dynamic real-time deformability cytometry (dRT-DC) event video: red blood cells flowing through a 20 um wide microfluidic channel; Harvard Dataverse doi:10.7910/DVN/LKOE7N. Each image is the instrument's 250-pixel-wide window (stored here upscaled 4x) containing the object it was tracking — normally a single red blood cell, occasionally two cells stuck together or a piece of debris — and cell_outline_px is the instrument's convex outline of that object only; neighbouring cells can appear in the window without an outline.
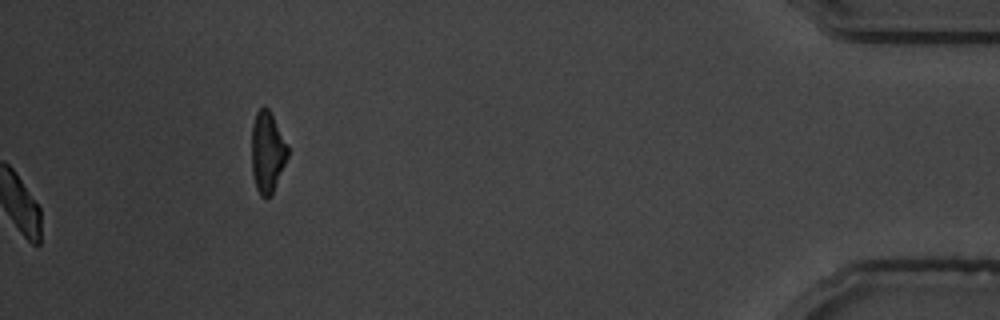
{"species": "common noctule bat (a hibernating species)", "species_latin": "Nyctalus noctula", "temperature_condition": "warm", "stored_images_in_passage": 50, "camera_frame_rate_fps": 3000, "um_per_image_px": 0.085, "animal": {"sex": "male", "body_mass_g": 19.5, "forearm_length_mm": 54.6}, "frame": {"image": 1, "passage_image": 50, "time_ms": 16.333, "image_size_px": [1000, 320], "cell_outline_px": [[288, 156], [272, 192], [268, 200], [264, 200], [260, 196], [256, 188], [252, 172], [252, 124], [256, 112], [264, 104], [272, 112], [288, 144]], "centroid_in_image_um": [22.72, 12.89], "position_along_channel_um": 412.5, "area_um2": 17.34}, "authors_computed_cell_mechanics": {"area_um2": 17.1666, "velocity_mm_per_s": 3.6098, "shape_relaxation_time_tau1_ms": 2.1763, "shape_relaxation_time_tau2_ms": null, "deformation_change_tau1": 0.11, "deformation_change_tau2": null}}